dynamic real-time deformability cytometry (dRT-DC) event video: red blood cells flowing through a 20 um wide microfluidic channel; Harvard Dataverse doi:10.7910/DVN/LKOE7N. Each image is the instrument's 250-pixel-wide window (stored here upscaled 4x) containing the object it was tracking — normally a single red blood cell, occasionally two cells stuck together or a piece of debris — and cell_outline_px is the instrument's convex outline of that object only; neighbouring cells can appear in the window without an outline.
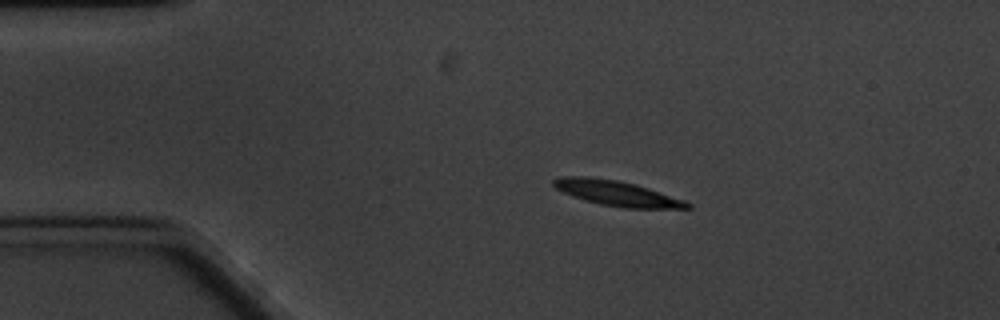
{"species": "common noctule bat (a hibernating species)", "species_latin": "Nyctalus noctula", "temperature_condition": "cold", "stored_images_in_passage": 2, "camera_frame_rate_fps": 3000, "um_per_image_px": 0.085, "animal": {"sex": "male", "body_mass_g": 20.1, "forearm_length_mm": 53.5}, "frame": {"image": 1, "passage_image": 1, "time_ms": 0.0, "image_size_px": [1000, 320], "cell_outline_px": [[692, 208], [624, 208], [600, 204], [584, 200], [572, 196], [556, 188], [552, 184], [552, 180], [560, 176], [588, 176], [616, 180], [636, 184], [684, 200], [692, 204]], "centroid_in_image_um": [52.41, 16.42], "position_along_channel_um": 32.6, "area_um2": 19.54}}